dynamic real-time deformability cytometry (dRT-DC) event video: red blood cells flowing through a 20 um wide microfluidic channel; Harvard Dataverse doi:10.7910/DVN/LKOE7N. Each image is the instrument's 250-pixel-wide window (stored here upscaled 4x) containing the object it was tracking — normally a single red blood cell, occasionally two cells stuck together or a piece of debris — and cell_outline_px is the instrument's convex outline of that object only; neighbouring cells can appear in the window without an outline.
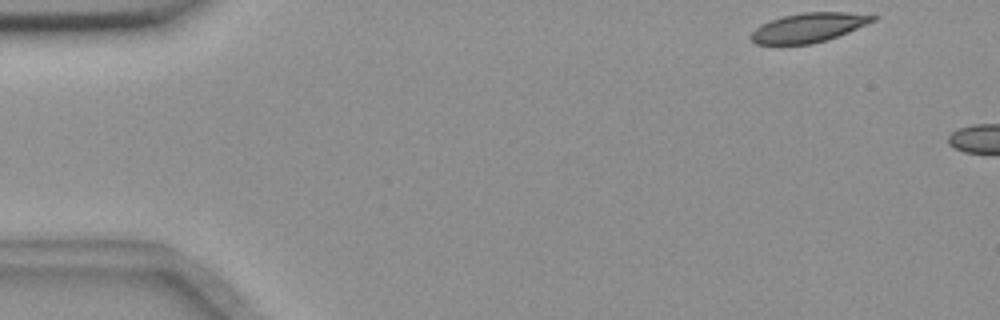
{"species": "common noctule bat (a hibernating species)", "species_latin": "Nyctalus noctula", "temperature_condition": "room temperature", "stored_images_in_passage": 5, "camera_frame_rate_fps": 3000, "um_per_image_px": 0.085, "animal": {"sex": "female", "body_mass_g": 18.4}, "frame": {"image": 1, "passage_image": 1, "time_ms": 0.0, "image_size_px": [1000, 320], "cell_outline_px": [[876, 20], [848, 32], [812, 44], [756, 44], [748, 36], [760, 24], [784, 16], [800, 12], [848, 12], [876, 16]], "centroid_in_image_um": [68.7, 2.34], "position_along_channel_um": 16.3, "area_um2": 20.58}}